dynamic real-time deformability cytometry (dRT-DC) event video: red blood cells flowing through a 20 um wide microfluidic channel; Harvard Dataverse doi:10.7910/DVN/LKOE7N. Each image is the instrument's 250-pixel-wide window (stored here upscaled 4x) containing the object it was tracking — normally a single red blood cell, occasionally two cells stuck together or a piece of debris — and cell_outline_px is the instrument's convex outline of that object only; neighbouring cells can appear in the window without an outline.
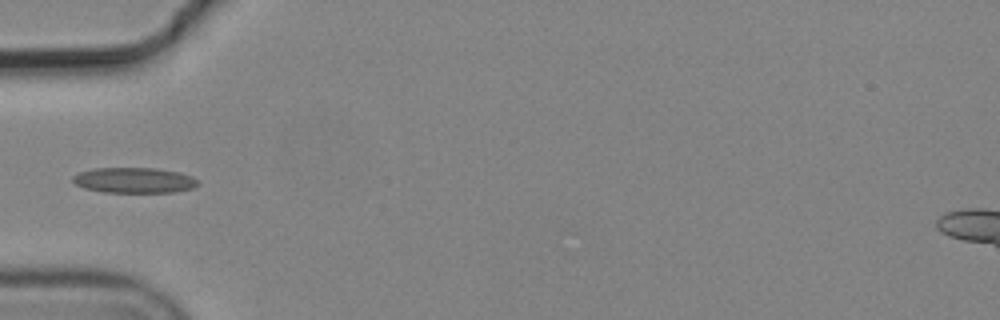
{"species": "common noctule bat (a hibernating species)", "species_latin": "Nyctalus noctula", "temperature_condition": "cold", "stored_images_in_passage": 6, "camera_frame_rate_fps": 3000, "um_per_image_px": 0.085, "animal": {"sex": "male", "body_mass_g": 19.2, "forearm_length_mm": 51.8}, "frame": {"image": 1, "passage_image": 6, "time_ms": 1.667, "image_size_px": [1000, 320], "cell_outline_px": [[196, 184], [192, 188], [172, 192], [104, 192], [84, 188], [76, 184], [72, 180], [72, 176], [80, 172], [96, 168], [156, 168], [180, 172], [192, 176], [196, 180]], "centroid_in_image_um": [11.38, 15.31], "position_along_channel_um": 73.6, "area_um2": 18.38}}